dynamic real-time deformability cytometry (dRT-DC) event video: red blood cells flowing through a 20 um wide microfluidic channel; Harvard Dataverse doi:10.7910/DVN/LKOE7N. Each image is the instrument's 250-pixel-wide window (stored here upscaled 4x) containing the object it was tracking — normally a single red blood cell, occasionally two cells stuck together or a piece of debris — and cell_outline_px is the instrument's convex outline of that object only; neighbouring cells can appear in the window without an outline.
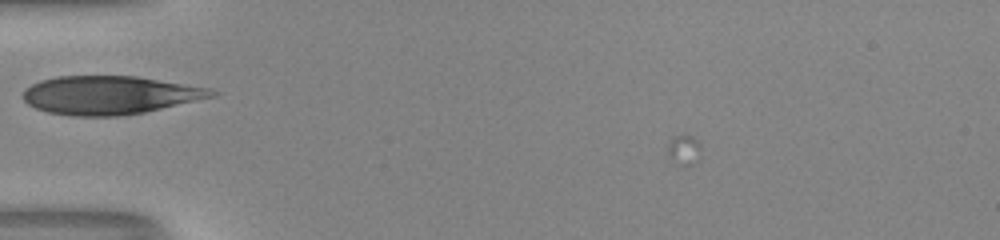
{"species": "human", "species_latin": "Homo sapiens", "temperature_condition": "room temperature", "stored_images_in_passage": 27, "camera_frame_rate_fps": 3000, "um_per_image_px": 0.085, "donor": {"sex": "male"}, "frame": {"image": 1, "passage_image": 1, "time_ms": 0.0, "image_size_px": [1000, 240], "cell_outline_px": [[220, 92], [216, 96], [144, 112], [116, 116], [72, 116], [48, 112], [36, 108], [28, 104], [20, 96], [24, 88], [40, 80], [56, 76], [136, 76], [212, 88]], "centroid_in_image_um": [9.31, 8.07], "position_along_channel_um": 75.7, "area_um2": 42.43}}
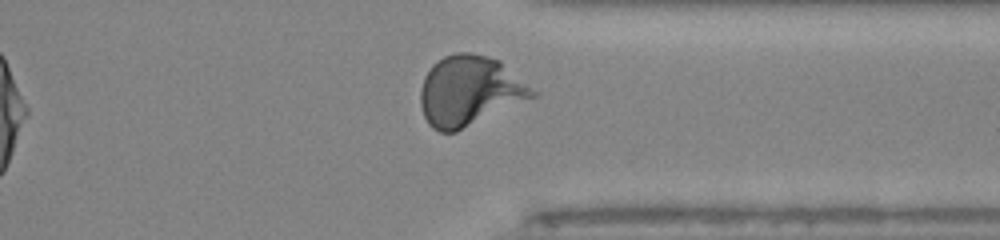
{"frame": {"image": 2, "passage_image": 23, "time_ms": 7.333, "image_size_px": [1000, 240], "cell_outline_px": [[536, 96], [456, 132], [440, 132], [432, 128], [428, 124], [424, 116], [420, 104], [420, 92], [424, 76], [432, 64], [436, 60], [444, 56], [456, 52], [472, 52], [500, 60], [536, 92]], "centroid_in_image_um": [39.87, 7.72], "position_along_channel_um": 371.5, "area_um2": 45.55}}